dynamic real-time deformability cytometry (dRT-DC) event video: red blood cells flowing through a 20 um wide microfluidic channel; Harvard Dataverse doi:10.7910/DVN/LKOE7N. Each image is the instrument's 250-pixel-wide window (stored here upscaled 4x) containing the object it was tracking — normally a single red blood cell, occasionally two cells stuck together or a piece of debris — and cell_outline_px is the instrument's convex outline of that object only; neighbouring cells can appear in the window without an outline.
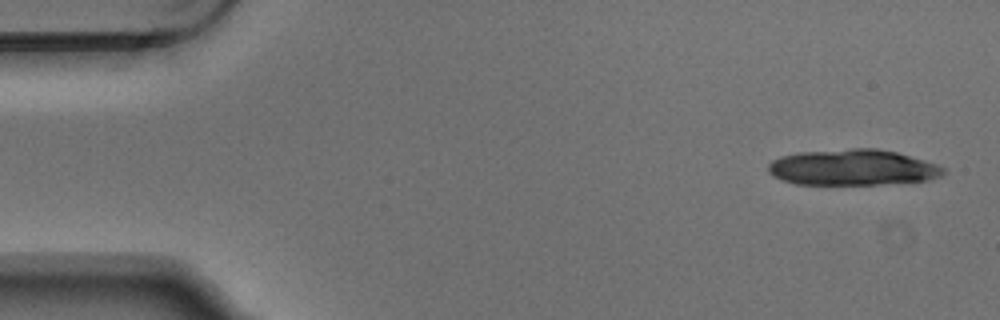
{"species": "Egyptian fruit bat (a non-hibernating species)", "species_latin": "Rousettus aegyptiacus", "temperature_condition": "warm", "stored_images_in_passage": 4, "camera_frame_rate_fps": 3000, "um_per_image_px": 0.085, "animal": {"sex": "male"}, "frame": {"image": 1, "passage_image": 1, "time_ms": 0.0, "image_size_px": [1000, 320], "cell_outline_px": [[948, 172], [940, 176], [928, 180], [880, 184], [796, 184], [772, 176], [768, 172], [768, 164], [772, 160], [780, 156], [800, 152], [852, 148], [876, 148], [896, 152], [924, 160], [948, 168]], "centroid_in_image_um": [72.49, 14.23], "position_along_channel_um": 12.5, "area_um2": 36.76}}